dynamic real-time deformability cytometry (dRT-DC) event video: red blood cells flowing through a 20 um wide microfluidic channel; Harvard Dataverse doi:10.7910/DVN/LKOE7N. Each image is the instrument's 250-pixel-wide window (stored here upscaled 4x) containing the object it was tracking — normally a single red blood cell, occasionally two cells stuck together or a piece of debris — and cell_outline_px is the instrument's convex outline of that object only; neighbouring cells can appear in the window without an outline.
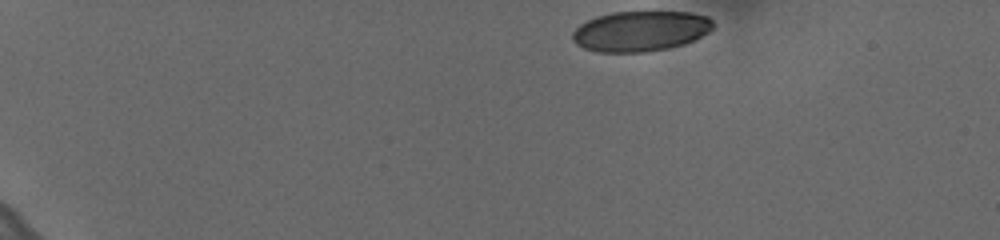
{"species": "human", "species_latin": "Homo sapiens", "temperature_condition": "cold", "stored_images_in_passage": 29, "camera_frame_rate_fps": 3000, "um_per_image_px": 0.085, "donor": {"sex": "female"}, "frame": {"image": 1, "passage_image": 1, "time_ms": 0.0, "image_size_px": [1000, 240], "cell_outline_px": [[712, 28], [708, 32], [684, 44], [668, 48], [644, 52], [596, 52], [584, 48], [576, 44], [572, 40], [572, 32], [580, 24], [596, 16], [612, 12], [692, 12], [708, 16], [712, 20]], "centroid_in_image_um": [54.41, 2.64], "position_along_channel_um": 30.6, "area_um2": 33.06}}
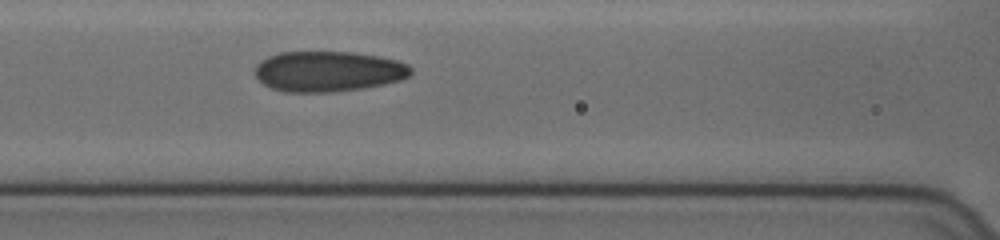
{"frame": {"image": 2, "passage_image": 17, "time_ms": 5.333, "image_size_px": [1000, 240], "cell_outline_px": [[412, 72], [408, 76], [400, 80], [384, 84], [364, 88], [332, 92], [284, 92], [272, 88], [264, 84], [256, 76], [256, 64], [268, 56], [280, 52], [352, 52], [380, 56], [396, 60], [408, 64], [412, 68]], "centroid_in_image_um": [27.92, 6.07], "position_along_channel_um": 138.7, "area_um2": 36.82}}
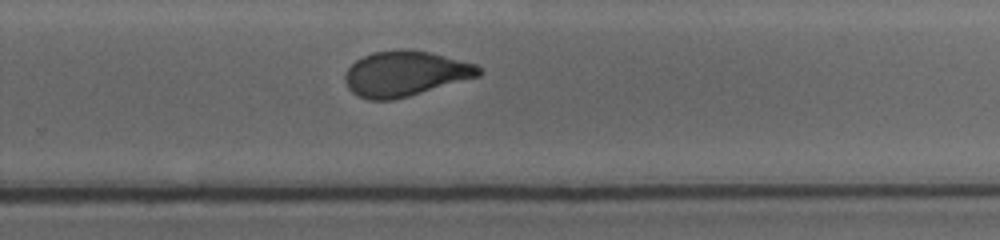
{"frame": {"image": 3, "passage_image": 29, "time_ms": 9.333, "image_size_px": [1000, 240], "cell_outline_px": [[484, 72], [480, 76], [408, 96], [392, 100], [368, 100], [352, 92], [348, 88], [344, 80], [344, 76], [348, 68], [356, 60], [372, 52], [400, 48], [428, 52], [476, 64]], "centroid_in_image_um": [34.43, 6.25], "position_along_channel_um": 295.4, "area_um2": 35.14}}